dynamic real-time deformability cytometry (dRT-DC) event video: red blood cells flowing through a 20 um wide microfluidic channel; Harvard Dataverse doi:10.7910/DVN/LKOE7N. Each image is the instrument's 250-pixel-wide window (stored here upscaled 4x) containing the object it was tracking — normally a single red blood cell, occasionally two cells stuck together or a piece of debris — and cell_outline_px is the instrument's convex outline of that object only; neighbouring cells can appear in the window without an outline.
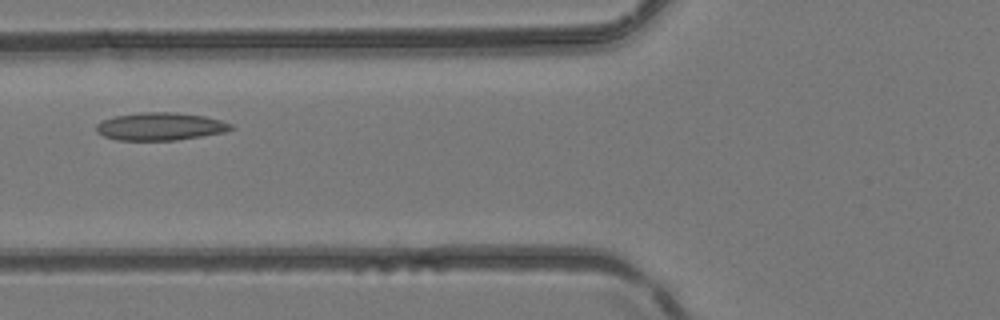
{"species": "common noctule bat (a hibernating species)", "species_latin": "Nyctalus noctula", "temperature_condition": "room temperature", "stored_images_in_passage": 3, "camera_frame_rate_fps": 3000, "um_per_image_px": 0.085, "animal": {"sex": "female", "body_mass_g": 24.6, "forearm_length_mm": 56.2}, "frame": {"image": 1, "passage_image": 3, "time_ms": 0.667, "image_size_px": [1000, 320], "cell_outline_px": [[232, 128], [224, 132], [176, 140], [116, 140], [104, 136], [96, 132], [96, 124], [104, 120], [116, 116], [144, 112], [176, 112], [204, 116], [220, 120], [232, 124]], "centroid_in_image_um": [13.6, 10.75], "position_along_channel_um": 112.2, "area_um2": 21.56}}